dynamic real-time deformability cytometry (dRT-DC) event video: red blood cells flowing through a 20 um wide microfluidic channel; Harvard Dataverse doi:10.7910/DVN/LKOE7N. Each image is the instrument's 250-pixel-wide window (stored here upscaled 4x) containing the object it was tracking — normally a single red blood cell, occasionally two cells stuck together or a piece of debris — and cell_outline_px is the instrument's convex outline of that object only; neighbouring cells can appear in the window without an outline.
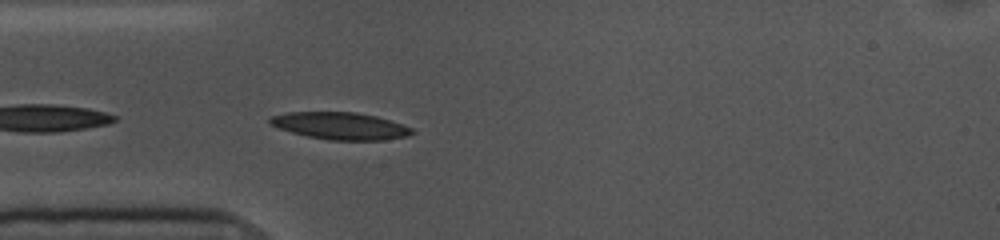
{"species": "common noctule bat (a hibernating species)", "species_latin": "Nyctalus noctula", "temperature_condition": "cold", "stored_images_in_passage": 10, "camera_frame_rate_fps": 3000, "um_per_image_px": 0.085, "animal": {"sex": "female", "body_mass_g": 10.0, "forearm_length_mm": 53.1}, "frame": {"image": 1, "passage_image": 2, "time_ms": 0.333, "image_size_px": [1000, 240], "cell_outline_px": [[416, 132], [404, 136], [384, 140], [328, 140], [308, 136], [292, 132], [268, 124], [268, 120], [272, 116], [288, 112], [356, 112], [376, 116], [404, 124], [412, 128]], "centroid_in_image_um": [28.94, 10.69], "position_along_channel_um": 56.1, "area_um2": 22.43}}
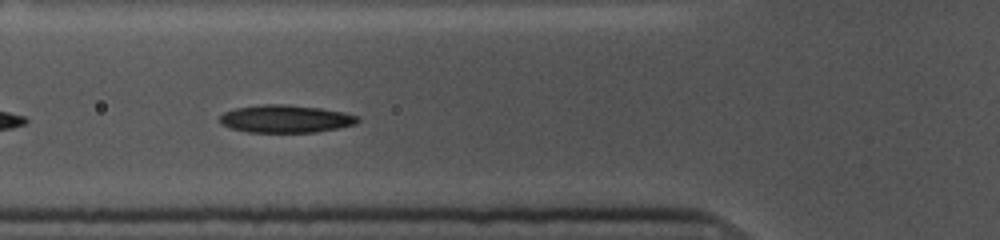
{"frame": {"image": 2, "passage_image": 6, "time_ms": 1.667, "image_size_px": [1000, 240], "cell_outline_px": [[360, 120], [356, 124], [316, 132], [248, 132], [232, 128], [220, 124], [220, 116], [224, 112], [236, 108], [260, 104], [284, 104], [320, 108], [360, 116]], "centroid_in_image_um": [24.27, 10.1], "position_along_channel_um": 101.5, "area_um2": 22.14}}